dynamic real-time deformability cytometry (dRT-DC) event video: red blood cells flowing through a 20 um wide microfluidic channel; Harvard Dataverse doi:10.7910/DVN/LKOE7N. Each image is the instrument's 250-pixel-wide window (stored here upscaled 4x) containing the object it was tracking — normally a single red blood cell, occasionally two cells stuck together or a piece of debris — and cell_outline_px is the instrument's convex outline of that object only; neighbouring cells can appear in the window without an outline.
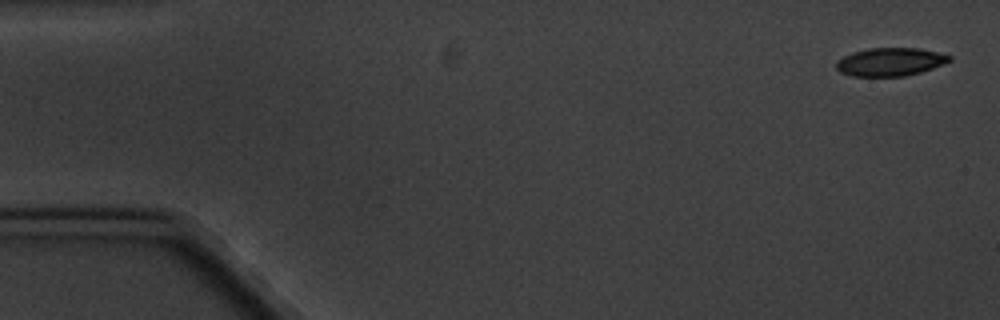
{"species": "common noctule bat (a hibernating species)", "species_latin": "Nyctalus noctula", "temperature_condition": "cold", "stored_images_in_passage": 5, "camera_frame_rate_fps": 3000, "um_per_image_px": 0.085, "animal": {"sex": "male", "body_mass_g": 20.1, "forearm_length_mm": 53.5}, "frame": {"image": 1, "passage_image": 1, "time_ms": 0.0, "image_size_px": [1000, 320], "cell_outline_px": [[952, 60], [932, 68], [920, 72], [904, 76], [852, 76], [840, 72], [836, 68], [836, 60], [852, 52], [868, 48], [920, 48], [952, 56]], "centroid_in_image_um": [75.64, 5.25], "position_along_channel_um": 9.4, "area_um2": 18.55}}
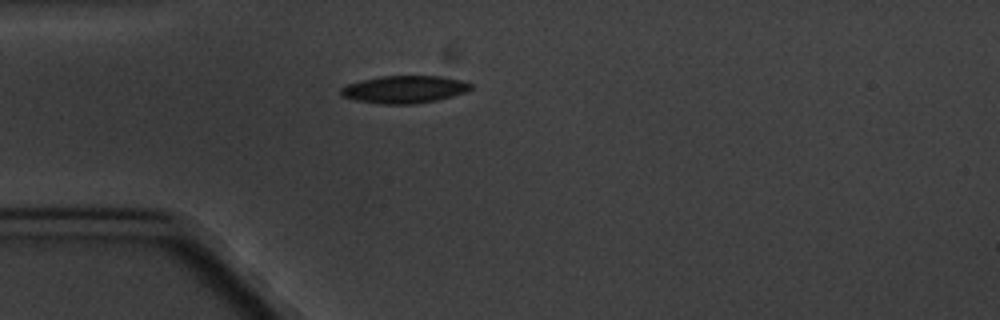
{"frame": {"image": 2, "passage_image": 5, "time_ms": 4.667, "image_size_px": [1000, 320], "cell_outline_px": [[472, 88], [468, 92], [436, 100], [412, 104], [380, 104], [356, 100], [340, 96], [340, 88], [348, 84], [360, 80], [380, 76], [444, 76], [460, 80], [472, 84]], "centroid_in_image_um": [34.36, 7.59], "position_along_channel_um": 50.6, "area_um2": 20.92}}